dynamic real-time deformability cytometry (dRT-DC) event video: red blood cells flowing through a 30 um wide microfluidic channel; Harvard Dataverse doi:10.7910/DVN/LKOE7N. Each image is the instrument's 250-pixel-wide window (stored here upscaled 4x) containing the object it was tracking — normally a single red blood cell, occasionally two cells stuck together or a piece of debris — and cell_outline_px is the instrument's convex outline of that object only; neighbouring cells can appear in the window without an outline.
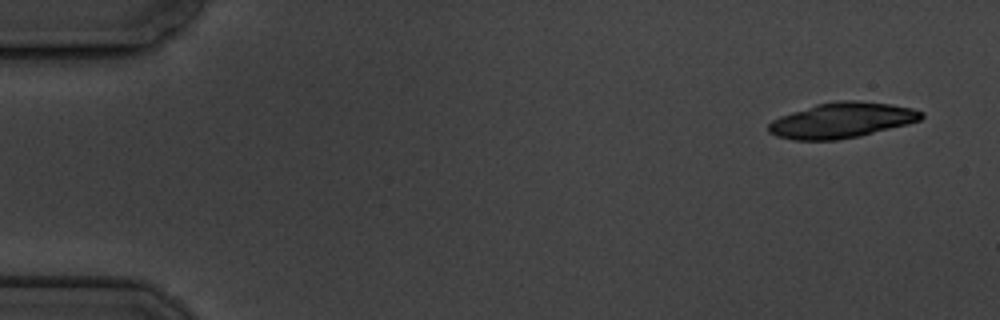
{"species": "common noctule bat (a hibernating species)", "species_latin": "Nyctalus noctula", "temperature_condition": "cold", "stored_images_in_passage": 5, "camera_frame_rate_fps": 3000, "um_per_image_px": 0.085, "animal": {"sex": "male", "body_mass_g": 19.5, "forearm_length_mm": 54.6}, "frame": {"image": 1, "passage_image": 1, "time_ms": 0.0, "image_size_px": [1000, 320], "cell_outline_px": [[924, 116], [920, 120], [908, 124], [860, 136], [836, 140], [792, 140], [776, 136], [768, 132], [768, 124], [772, 120], [780, 116], [816, 104], [840, 100], [856, 100], [892, 104], [912, 108], [924, 112]], "centroid_in_image_um": [71.56, 10.22], "position_along_channel_um": 13.4, "area_um2": 31.62}}